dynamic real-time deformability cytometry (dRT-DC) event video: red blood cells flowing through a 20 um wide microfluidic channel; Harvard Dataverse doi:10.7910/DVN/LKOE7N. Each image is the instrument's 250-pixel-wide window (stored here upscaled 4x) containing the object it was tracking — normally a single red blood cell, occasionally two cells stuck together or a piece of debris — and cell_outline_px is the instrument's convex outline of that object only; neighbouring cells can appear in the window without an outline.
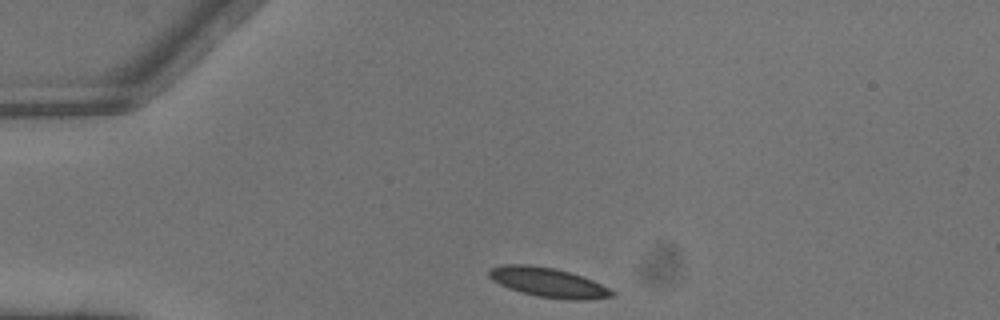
{"species": "common noctule bat (a hibernating species)", "species_latin": "Nyctalus noctula", "temperature_condition": "warm", "stored_images_in_passage": 2, "camera_frame_rate_fps": 3000, "um_per_image_px": 0.085, "animal": {"sex": "male", "body_mass_g": 13.3}, "frame": {"image": 1, "passage_image": 1, "time_ms": 0.0, "image_size_px": [1000, 320], "cell_outline_px": [[616, 292], [612, 296], [584, 300], [572, 300], [536, 296], [520, 292], [508, 288], [492, 280], [488, 276], [488, 272], [492, 268], [504, 264], [528, 264], [556, 268], [592, 280]], "centroid_in_image_um": [46.56, 24.0], "position_along_channel_um": 38.4, "area_um2": 20.98}}